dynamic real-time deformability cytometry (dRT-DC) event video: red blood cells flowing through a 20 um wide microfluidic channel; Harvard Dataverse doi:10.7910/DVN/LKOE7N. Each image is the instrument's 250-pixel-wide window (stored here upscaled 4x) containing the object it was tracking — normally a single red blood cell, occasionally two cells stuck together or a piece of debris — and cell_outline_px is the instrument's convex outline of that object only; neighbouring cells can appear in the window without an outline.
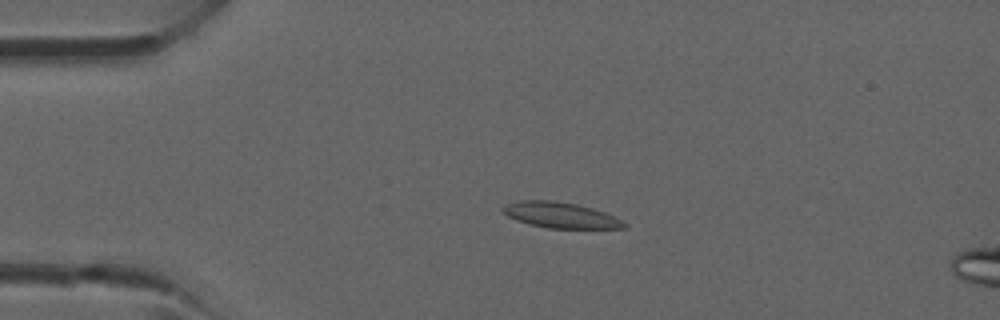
{"species": "common noctule bat (a hibernating species)", "species_latin": "Nyctalus noctula", "temperature_condition": "room temperature", "stored_images_in_passage": 4, "camera_frame_rate_fps": 3000, "um_per_image_px": 0.085, "animal": {"sex": "male", "forearm_length_mm": 52.5}, "frame": {"image": 1, "passage_image": 2, "time_ms": 1.333, "image_size_px": [1000, 320], "cell_outline_px": [[628, 224], [624, 228], [548, 228], [516, 220], [508, 216], [500, 208], [508, 204], [520, 200], [556, 200], [576, 204], [592, 208], [616, 216]], "centroid_in_image_um": [47.67, 18.28], "position_along_channel_um": 37.3, "area_um2": 18.09}}